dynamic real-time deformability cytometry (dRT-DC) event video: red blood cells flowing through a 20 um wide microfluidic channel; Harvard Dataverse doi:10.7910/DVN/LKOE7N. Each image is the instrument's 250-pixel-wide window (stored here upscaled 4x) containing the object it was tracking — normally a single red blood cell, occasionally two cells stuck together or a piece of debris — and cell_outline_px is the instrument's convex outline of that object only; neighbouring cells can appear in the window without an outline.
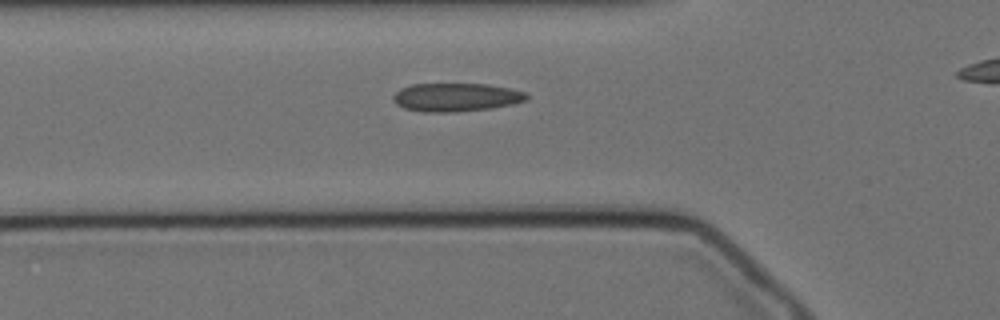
{"species": "Egyptian fruit bat (a non-hibernating species)", "species_latin": "Rousettus aegyptiacus", "temperature_condition": "cold", "stored_images_in_passage": 32, "camera_frame_rate_fps": 3000, "um_per_image_px": 0.085, "animal": {"sex": "female"}, "frame": {"image": 1, "passage_image": 4, "time_ms": 1.0, "image_size_px": [1000, 320], "cell_outline_px": [[528, 100], [512, 104], [492, 108], [456, 112], [424, 112], [404, 108], [396, 104], [392, 100], [392, 96], [400, 88], [412, 84], [488, 84], [512, 88], [528, 92]], "centroid_in_image_um": [38.79, 8.26], "position_along_channel_um": 87.0, "area_um2": 22.37}}
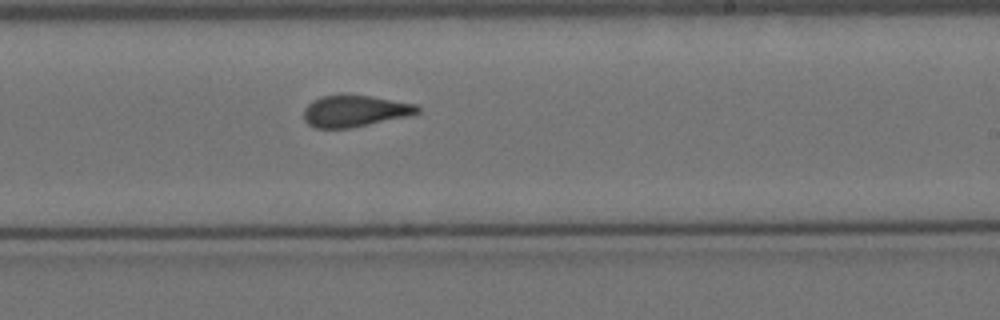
{"frame": {"image": 2, "passage_image": 19, "time_ms": 6.0, "image_size_px": [1000, 320], "cell_outline_px": [[420, 112], [408, 116], [348, 128], [316, 128], [308, 124], [304, 120], [304, 108], [312, 100], [320, 96], [372, 96], [416, 104], [420, 108]], "centroid_in_image_um": [30.15, 9.44], "position_along_channel_um": 258.9, "area_um2": 20.58}}
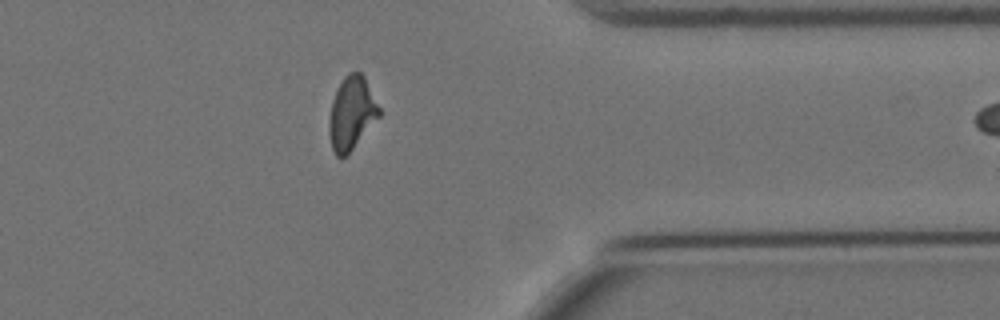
{"frame": {"image": 3, "passage_image": 31, "time_ms": 10.0, "image_size_px": [1000, 320], "cell_outline_px": [[380, 116], [352, 148], [344, 156], [336, 156], [332, 148], [328, 132], [328, 124], [332, 100], [344, 76], [348, 72], [360, 72], [364, 76], [380, 108]], "centroid_in_image_um": [29.87, 9.6], "position_along_channel_um": 381.5, "area_um2": 20.92}}